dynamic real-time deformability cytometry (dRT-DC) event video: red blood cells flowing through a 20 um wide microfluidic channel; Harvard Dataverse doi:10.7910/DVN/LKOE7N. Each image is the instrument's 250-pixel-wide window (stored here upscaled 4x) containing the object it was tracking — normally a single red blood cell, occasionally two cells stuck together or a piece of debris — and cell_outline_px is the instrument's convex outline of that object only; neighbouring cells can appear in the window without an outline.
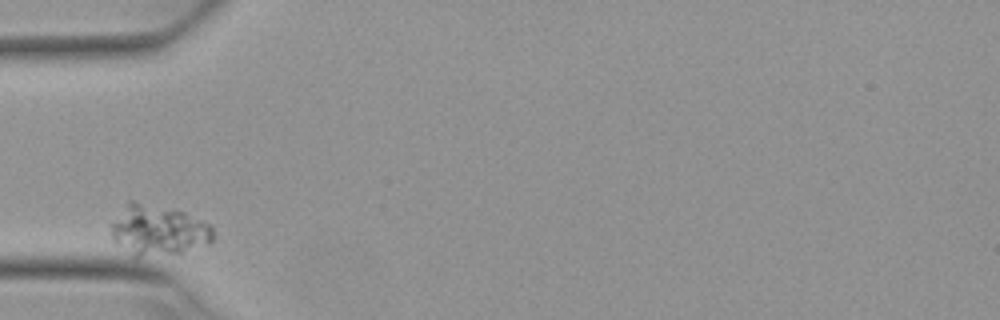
{"species": "Egyptian fruit bat (a non-hibernating species)", "species_latin": "Rousettus aegyptiacus", "temperature_condition": "warm", "stored_images_in_passage": 3, "camera_frame_rate_fps": 3000, "um_per_image_px": 0.085, "animal": {"sex": "female"}, "frame": {"image": 1, "passage_image": 1, "time_ms": 0.0, "image_size_px": [1000, 320], "cell_outline_px": [[212, 240], [208, 244], [180, 252], [140, 256], [136, 256], [116, 244], [112, 240], [108, 224], [128, 200], [132, 200], [184, 212], [208, 224], [212, 228]], "centroid_in_image_um": [13.35, 19.54], "position_along_channel_um": 71.7, "area_um2": 29.65}}
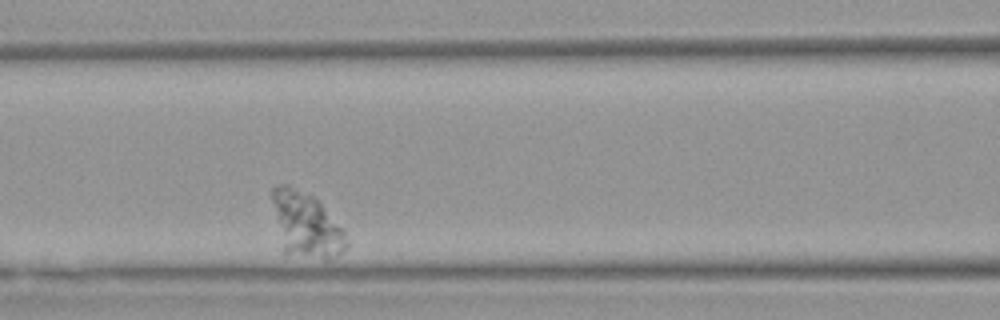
{"frame": {"image": 2, "passage_image": 3, "time_ms": 0.667, "image_size_px": [1000, 320], "cell_outline_px": [[348, 248], [324, 260], [284, 252], [268, 196], [272, 188], [280, 184], [288, 184], [312, 196], [344, 228], [348, 244]], "centroid_in_image_um": [25.97, 19.07], "position_along_channel_um": 140.6, "area_um2": 28.21}}